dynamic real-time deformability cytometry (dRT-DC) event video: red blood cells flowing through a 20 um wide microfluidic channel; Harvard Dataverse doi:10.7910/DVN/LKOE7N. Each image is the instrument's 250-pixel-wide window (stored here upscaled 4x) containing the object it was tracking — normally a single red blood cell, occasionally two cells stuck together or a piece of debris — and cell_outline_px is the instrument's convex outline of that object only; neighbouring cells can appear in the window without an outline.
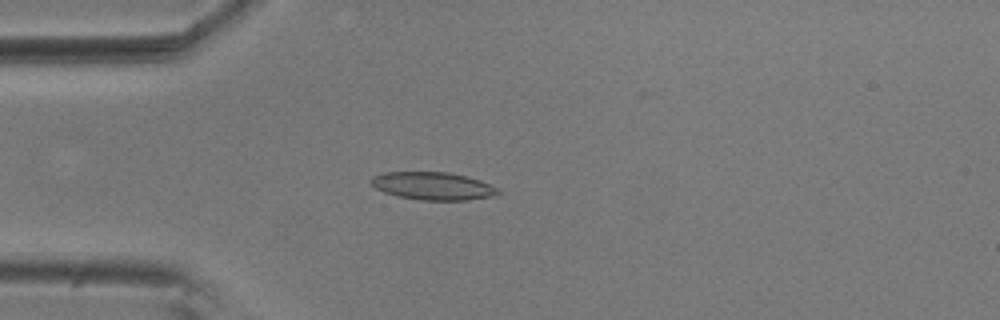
{"species": "common noctule bat (a hibernating species)", "species_latin": "Nyctalus noctula", "temperature_condition": "room temperature", "stored_images_in_passage": 31, "camera_frame_rate_fps": 3000, "um_per_image_px": 0.085, "animal": {"sex": "male", "body_mass_g": 20.5, "forearm_length_mm": 52.5}, "frame": {"image": 1, "passage_image": 11, "time_ms": 3.333, "image_size_px": [1000, 320], "cell_outline_px": [[500, 192], [488, 196], [468, 200], [420, 200], [400, 196], [384, 192], [376, 188], [368, 180], [372, 176], [384, 172], [448, 172], [480, 180], [496, 188]], "centroid_in_image_um": [36.72, 15.8], "position_along_channel_um": 48.3, "area_um2": 20.23}}
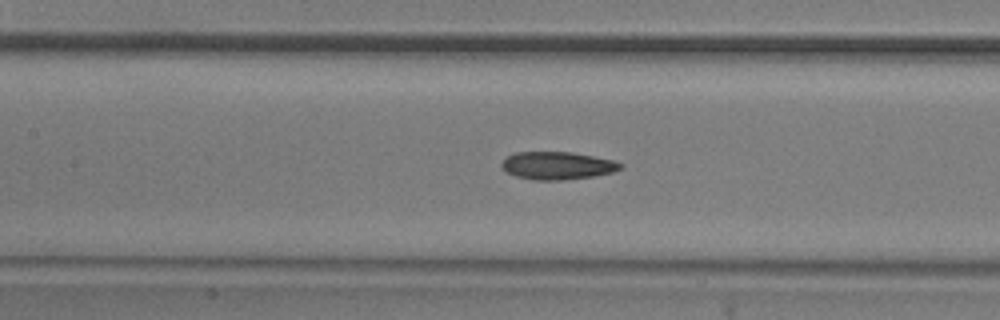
{"frame": {"image": 2, "passage_image": 21, "time_ms": 6.667, "image_size_px": [1000, 320], "cell_outline_px": [[624, 168], [612, 172], [592, 176], [564, 180], [532, 180], [516, 176], [504, 172], [500, 164], [508, 156], [516, 152], [572, 152], [612, 160], [624, 164]], "centroid_in_image_um": [47.36, 14.08], "position_along_channel_um": 160.0, "area_um2": 19.25}}
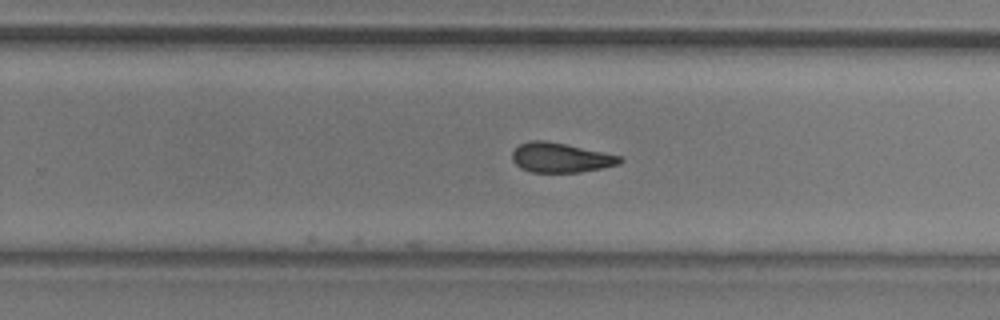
{"frame": {"image": 3, "passage_image": 31, "time_ms": 10.0, "image_size_px": [1000, 320], "cell_outline_px": [[624, 160], [620, 164], [580, 172], [532, 172], [520, 168], [512, 160], [512, 152], [520, 144], [528, 140], [544, 140], [564, 144], [620, 156]], "centroid_in_image_um": [47.62, 13.4], "position_along_channel_um": 282.2, "area_um2": 18.38}}